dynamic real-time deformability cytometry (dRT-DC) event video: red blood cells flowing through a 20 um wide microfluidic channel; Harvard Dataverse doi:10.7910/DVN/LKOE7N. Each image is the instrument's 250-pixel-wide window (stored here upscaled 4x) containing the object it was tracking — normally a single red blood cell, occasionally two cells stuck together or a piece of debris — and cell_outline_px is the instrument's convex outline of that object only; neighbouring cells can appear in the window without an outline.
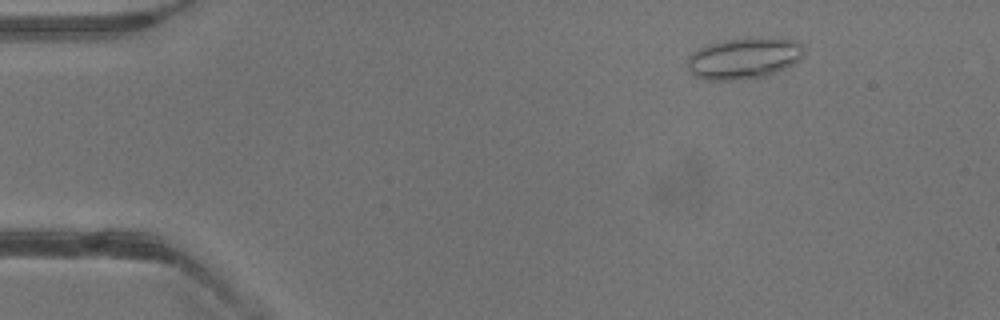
{"species": "common noctule bat (a hibernating species)", "species_latin": "Nyctalus noctula", "temperature_condition": "warm", "stored_images_in_passage": 40, "camera_frame_rate_fps": 3000, "um_per_image_px": 0.085, "animal": {"sex": "male", "body_mass_g": 13.3}, "frame": {"image": 1, "passage_image": 6, "time_ms": 1.667, "image_size_px": [1000, 320], "cell_outline_px": [[804, 56], [800, 60], [784, 68], [764, 76], [736, 80], [708, 80], [696, 76], [688, 68], [688, 56], [692, 52], [700, 48], [712, 44], [728, 40], [760, 36], [768, 36], [792, 40], [800, 44], [804, 48]], "centroid_in_image_um": [63.27, 4.94], "position_along_channel_um": 21.7, "area_um2": 27.86}}
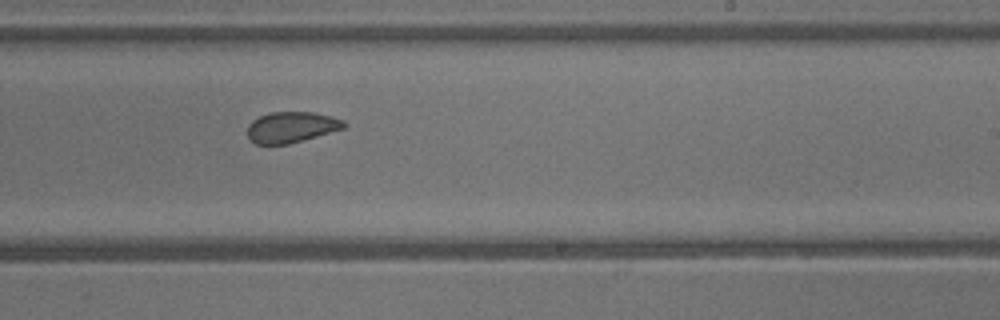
{"frame": {"image": 2, "passage_image": 25, "time_ms": 8.0, "image_size_px": [1000, 320], "cell_outline_px": [[348, 124], [344, 128], [288, 144], [256, 144], [248, 140], [248, 124], [252, 120], [260, 116], [272, 112], [312, 112], [332, 116], [344, 120]], "centroid_in_image_um": [24.76, 10.8], "position_along_channel_um": 264.2, "area_um2": 17.34}}
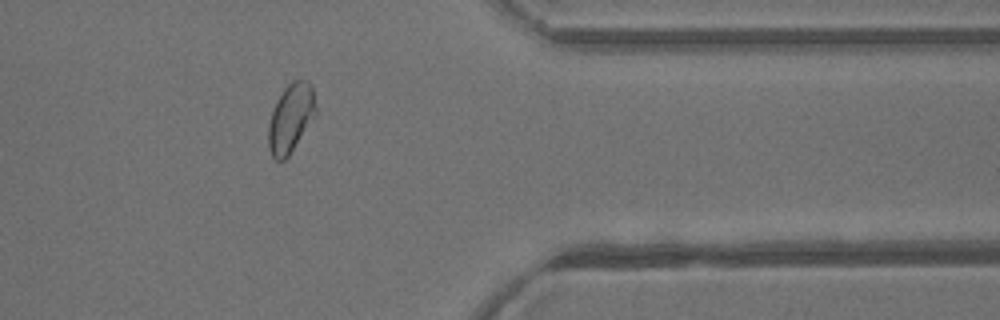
{"frame": {"image": 3, "passage_image": 33, "time_ms": 10.667, "image_size_px": [1000, 320], "cell_outline_px": [[316, 116], [288, 156], [284, 160], [276, 160], [272, 156], [268, 148], [268, 124], [276, 100], [284, 88], [292, 80], [308, 80], [312, 84], [316, 104]], "centroid_in_image_um": [24.72, 10.01], "position_along_channel_um": 386.7, "area_um2": 19.19}}